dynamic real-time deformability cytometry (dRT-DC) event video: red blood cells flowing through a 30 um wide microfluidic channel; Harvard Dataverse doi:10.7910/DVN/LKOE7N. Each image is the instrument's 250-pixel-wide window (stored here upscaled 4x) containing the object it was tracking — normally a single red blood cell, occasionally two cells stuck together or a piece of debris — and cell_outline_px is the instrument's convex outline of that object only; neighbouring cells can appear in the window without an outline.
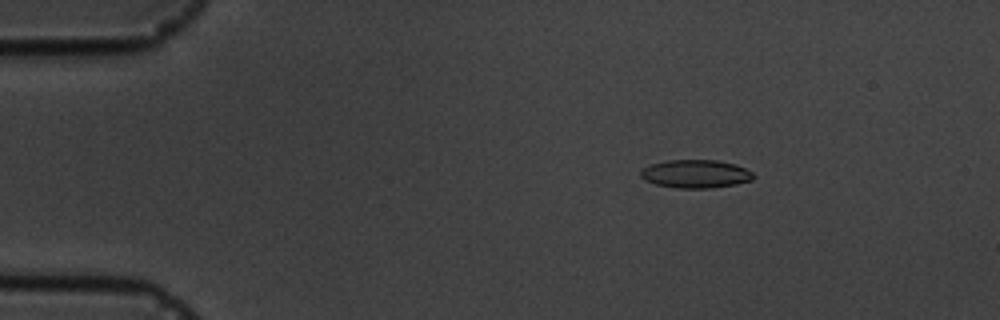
{"species": "common noctule bat (a hibernating species)", "species_latin": "Nyctalus noctula", "temperature_condition": "cold", "stored_images_in_passage": 6, "camera_frame_rate_fps": 3000, "um_per_image_px": 0.085, "animal": {"sex": "male", "body_mass_g": 19.5, "forearm_length_mm": 54.6}, "frame": {"image": 1, "passage_image": 3, "time_ms": 2.333, "image_size_px": [1000, 320], "cell_outline_px": [[756, 176], [752, 180], [736, 184], [712, 188], [680, 188], [656, 184], [644, 180], [640, 176], [640, 172], [648, 164], [668, 160], [716, 160], [736, 164], [752, 172]], "centroid_in_image_um": [59.13, 14.77], "position_along_channel_um": 25.9, "area_um2": 18.61}}
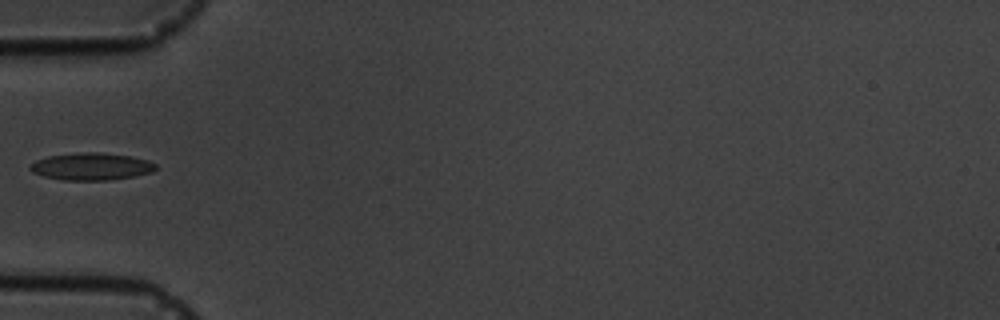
{"frame": {"image": 2, "passage_image": 5, "time_ms": 5.667, "image_size_px": [1000, 320], "cell_outline_px": [[156, 168], [152, 172], [132, 176], [108, 180], [64, 180], [44, 176], [32, 172], [28, 168], [36, 160], [48, 156], [80, 152], [100, 152], [128, 156], [148, 160], [156, 164]], "centroid_in_image_um": [7.74, 14.15], "position_along_channel_um": 77.3, "area_um2": 19.77}}
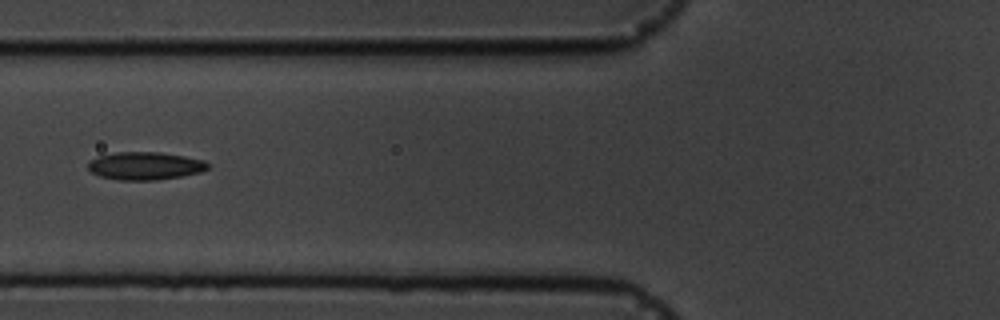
{"frame": {"image": 3, "passage_image": 6, "time_ms": 6.667, "image_size_px": [1000, 320], "cell_outline_px": [[208, 168], [200, 172], [180, 176], [156, 180], [116, 180], [100, 176], [92, 172], [88, 168], [88, 160], [100, 156], [116, 152], [160, 152], [184, 156], [204, 160], [208, 164]], "centroid_in_image_um": [12.31, 14.1], "position_along_channel_um": 113.5, "area_um2": 19.36}}